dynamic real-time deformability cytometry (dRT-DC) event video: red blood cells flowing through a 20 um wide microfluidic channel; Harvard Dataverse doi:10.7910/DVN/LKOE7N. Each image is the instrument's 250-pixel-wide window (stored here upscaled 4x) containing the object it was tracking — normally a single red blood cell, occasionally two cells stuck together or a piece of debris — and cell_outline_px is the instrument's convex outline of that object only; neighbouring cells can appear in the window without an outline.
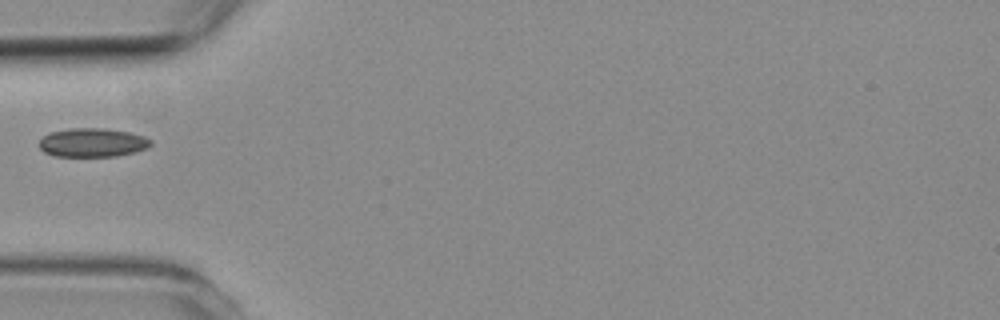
{"species": "common noctule bat (a hibernating species)", "species_latin": "Nyctalus noctula", "temperature_condition": "room temperature", "stored_images_in_passage": 1, "camera_frame_rate_fps": 3000, "um_per_image_px": 0.085, "animal": {"sex": "female", "body_mass_g": 19.3, "forearm_length_mm": 54.1}, "frame": {"image": 1, "passage_image": 1, "time_ms": 0.0, "image_size_px": [1000, 320], "cell_outline_px": [[152, 144], [148, 148], [136, 152], [116, 156], [52, 156], [44, 152], [40, 148], [40, 140], [44, 136], [52, 132], [68, 128], [104, 128], [128, 132], [144, 136], [152, 140]], "centroid_in_image_um": [7.89, 12.12], "position_along_channel_um": 77.1, "area_um2": 18.79}}